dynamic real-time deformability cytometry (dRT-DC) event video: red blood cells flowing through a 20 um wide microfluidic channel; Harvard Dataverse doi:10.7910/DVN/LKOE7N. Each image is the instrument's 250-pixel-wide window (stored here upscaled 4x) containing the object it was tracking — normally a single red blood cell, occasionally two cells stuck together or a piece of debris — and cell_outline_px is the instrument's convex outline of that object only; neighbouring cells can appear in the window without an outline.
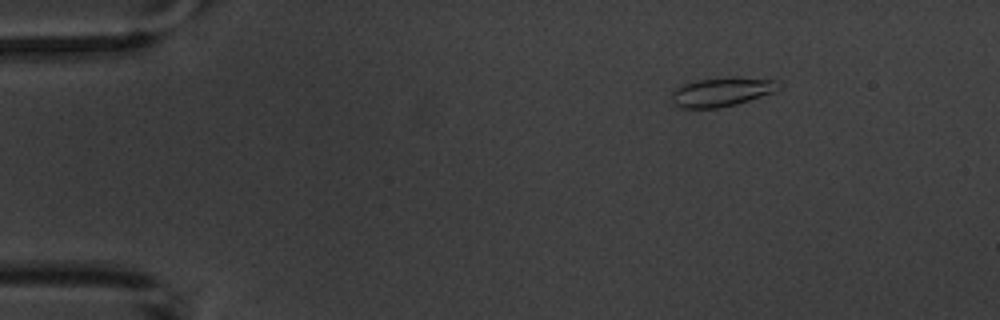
{"species": "common noctule bat (a hibernating species)", "species_latin": "Nyctalus noctula", "temperature_condition": "warm", "stored_images_in_passage": 8, "camera_frame_rate_fps": 3000, "um_per_image_px": 0.085, "animal": {"sex": "male", "body_mass_g": 20.1, "forearm_length_mm": 53.5}, "frame": {"image": 1, "passage_image": 1, "time_ms": 0.0, "image_size_px": [1000, 320], "cell_outline_px": [[780, 88], [776, 92], [736, 104], [720, 108], [680, 108], [672, 104], [672, 92], [676, 88], [684, 84], [700, 80], [732, 76], [776, 80]], "centroid_in_image_um": [61.36, 7.81], "position_along_channel_um": 23.6, "area_um2": 18.21}}
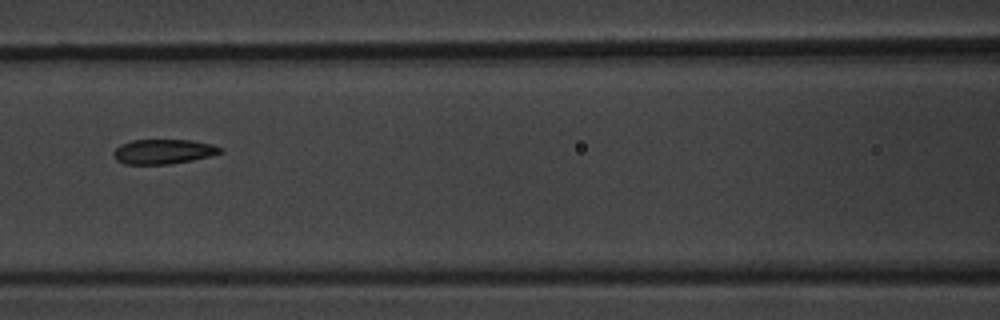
{"frame": {"image": 2, "passage_image": 6, "time_ms": 5.667, "image_size_px": [1000, 320], "cell_outline_px": [[224, 152], [192, 160], [168, 164], [124, 164], [116, 160], [112, 156], [112, 152], [120, 144], [132, 140], [192, 140], [212, 144], [224, 148]], "centroid_in_image_um": [13.87, 12.88], "position_along_channel_um": 152.7, "area_um2": 15.49}}
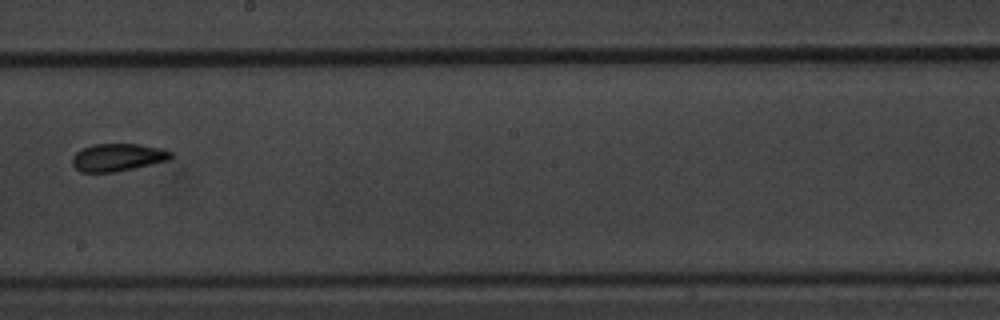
{"frame": {"image": 3, "passage_image": 8, "time_ms": 8.0, "image_size_px": [1000, 320], "cell_outline_px": [[172, 156], [168, 160], [152, 164], [112, 172], [80, 172], [72, 164], [72, 156], [80, 148], [92, 144], [140, 144], [160, 148], [172, 152]], "centroid_in_image_um": [9.96, 13.36], "position_along_channel_um": 238.2, "area_um2": 15.84}}